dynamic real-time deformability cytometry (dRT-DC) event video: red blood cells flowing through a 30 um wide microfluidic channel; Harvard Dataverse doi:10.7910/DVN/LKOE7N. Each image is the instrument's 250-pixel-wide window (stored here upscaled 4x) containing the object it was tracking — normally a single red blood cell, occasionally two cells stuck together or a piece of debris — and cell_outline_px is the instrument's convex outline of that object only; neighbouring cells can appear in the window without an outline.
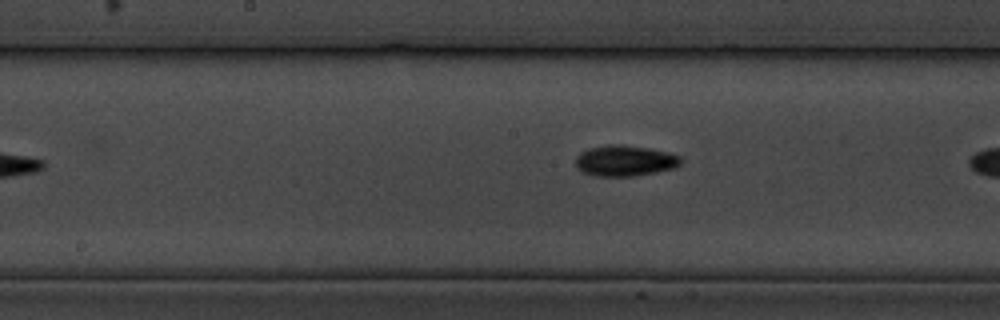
{"species": "common noctule bat (a hibernating species)", "species_latin": "Nyctalus noctula", "temperature_condition": "cold", "stored_images_in_passage": 7, "camera_frame_rate_fps": 3000, "um_per_image_px": 0.085, "animal": {"sex": "male", "body_mass_g": 19.5, "forearm_length_mm": 54.6}, "frame": {"image": 1, "passage_image": 7, "time_ms": 7.0, "image_size_px": [1000, 320], "cell_outline_px": [[684, 160], [676, 168], [656, 172], [632, 176], [596, 176], [584, 172], [576, 168], [576, 156], [580, 152], [588, 148], [608, 144], [620, 144], [648, 148], [668, 152], [680, 156]], "centroid_in_image_um": [53.12, 13.65], "position_along_channel_um": 195.1, "area_um2": 19.07}}